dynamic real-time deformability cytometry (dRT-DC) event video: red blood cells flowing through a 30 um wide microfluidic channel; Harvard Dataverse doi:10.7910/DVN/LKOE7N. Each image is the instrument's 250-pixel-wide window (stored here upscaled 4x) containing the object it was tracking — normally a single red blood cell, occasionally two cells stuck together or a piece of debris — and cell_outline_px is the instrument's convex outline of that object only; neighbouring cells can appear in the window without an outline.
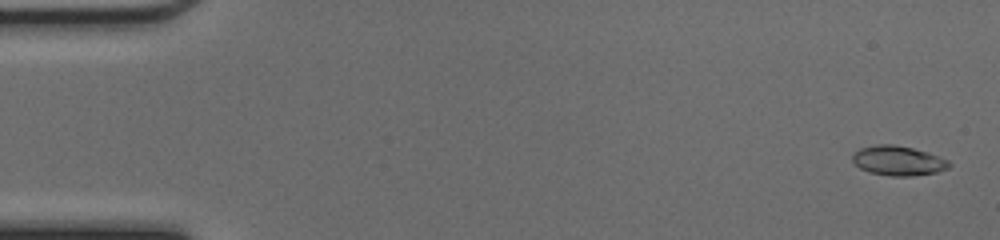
{"species": "common noctule bat (a hibernating species)", "species_latin": "Nyctalus noctula", "temperature_condition": "cold", "stored_images_in_passage": 49, "camera_frame_rate_fps": 3000, "um_per_image_px": 0.085, "animal": {"sex": "female", "body_mass_g": 17.0, "forearm_length_mm": 48.0}, "frame": {"image": 1, "passage_image": 2, "time_ms": 0.333, "image_size_px": [1000, 240], "cell_outline_px": [[952, 164], [948, 168], [936, 172], [912, 176], [888, 176], [868, 172], [860, 168], [852, 160], [852, 156], [860, 148], [876, 144], [892, 144], [912, 148], [928, 152], [948, 160]], "centroid_in_image_um": [76.34, 13.66], "position_along_channel_um": 8.7, "area_um2": 16.7}}
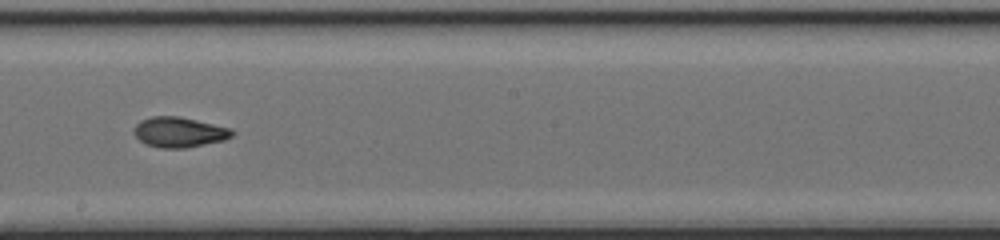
{"frame": {"image": 2, "passage_image": 28, "time_ms": 9.0, "image_size_px": [1000, 240], "cell_outline_px": [[236, 132], [232, 136], [224, 140], [184, 148], [160, 148], [144, 144], [132, 132], [136, 124], [140, 120], [152, 116], [180, 116], [232, 128]], "centroid_in_image_um": [15.23, 11.23], "position_along_channel_um": 233.0, "area_um2": 17.46}}
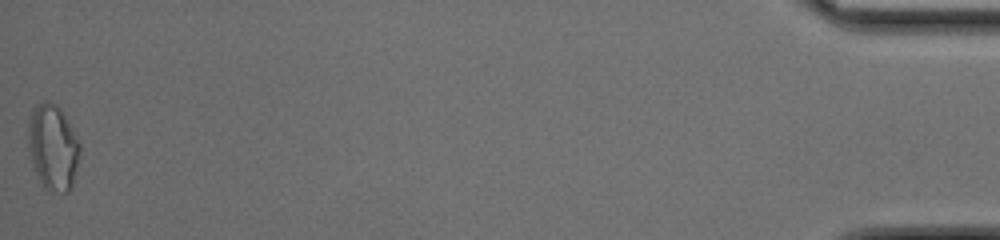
{"frame": {"image": 3, "passage_image": 49, "time_ms": 16.0, "image_size_px": [1000, 240], "cell_outline_px": [[80, 156], [72, 188], [68, 192], [48, 192], [44, 188], [32, 168], [28, 144], [28, 120], [32, 108], [44, 100], [52, 100], [60, 108], [68, 120], [80, 144]], "centroid_in_image_um": [4.49, 12.52], "position_along_channel_um": 430.7, "area_um2": 26.47}, "authors_computed_cell_mechanics": {"area_um2": 17.34, "velocity_mm_per_s": 4.2775, "shape_relaxation_time_tau1_ms": 7.6267, "shape_relaxation_time_tau2_ms": 1.8803, "deformation_change_tau1": 0.2382, "deformation_change_tau2": 0.079}}